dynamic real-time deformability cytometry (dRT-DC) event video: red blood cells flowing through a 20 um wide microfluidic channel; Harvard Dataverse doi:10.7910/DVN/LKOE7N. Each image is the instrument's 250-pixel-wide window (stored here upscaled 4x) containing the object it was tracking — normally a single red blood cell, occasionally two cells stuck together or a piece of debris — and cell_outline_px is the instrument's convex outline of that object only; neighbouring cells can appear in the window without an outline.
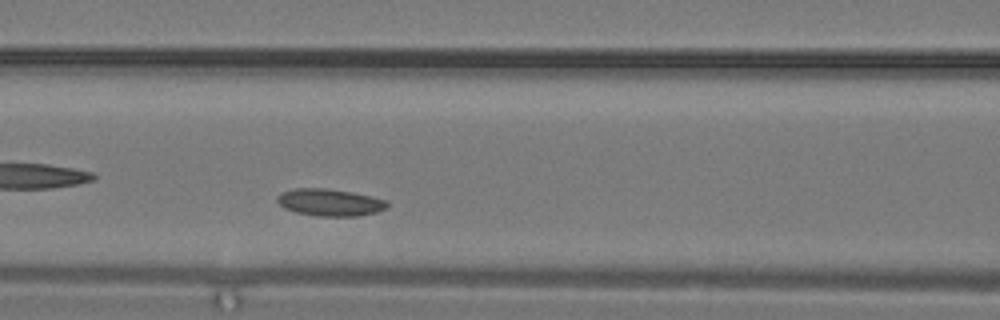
{"species": "common noctule bat (a hibernating species)", "species_latin": "Nyctalus noctula", "temperature_condition": "warm", "stored_images_in_passage": 13, "camera_frame_rate_fps": 3000, "um_per_image_px": 0.085, "animal": {"sex": "male", "body_mass_g": 19.2, "forearm_length_mm": 51.8}, "frame": {"image": 1, "passage_image": 13, "time_ms": 4.0, "image_size_px": [1000, 320], "cell_outline_px": [[388, 204], [384, 208], [376, 212], [356, 216], [320, 216], [296, 212], [284, 208], [276, 200], [276, 196], [280, 192], [292, 188], [324, 188], [352, 192], [388, 200]], "centroid_in_image_um": [27.99, 17.19], "position_along_channel_um": 138.6, "area_um2": 17.34}}